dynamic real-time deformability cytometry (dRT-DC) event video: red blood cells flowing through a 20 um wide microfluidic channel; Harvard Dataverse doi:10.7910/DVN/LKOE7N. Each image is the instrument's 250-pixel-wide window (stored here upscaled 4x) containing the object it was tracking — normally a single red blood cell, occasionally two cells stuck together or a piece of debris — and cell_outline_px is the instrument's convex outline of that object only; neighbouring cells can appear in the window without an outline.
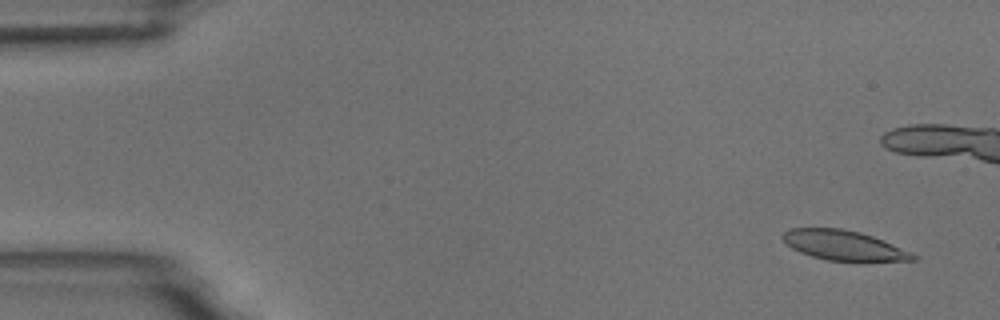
{"species": "common noctule bat (a hibernating species)", "species_latin": "Nyctalus noctula", "temperature_condition": "room temperature", "stored_images_in_passage": 11, "camera_frame_rate_fps": 3000, "um_per_image_px": 0.085, "animal": {"sex": "male", "body_mass_g": 18.8}, "frame": {"image": 1, "passage_image": 1, "time_ms": 0.0, "image_size_px": [1000, 320], "cell_outline_px": [[920, 256], [916, 260], [864, 264], [856, 264], [828, 260], [812, 256], [800, 252], [784, 244], [780, 236], [788, 228], [840, 228], [860, 232], [884, 240], [912, 252]], "centroid_in_image_um": [71.8, 20.91], "position_along_channel_um": 13.2, "area_um2": 23.93}}